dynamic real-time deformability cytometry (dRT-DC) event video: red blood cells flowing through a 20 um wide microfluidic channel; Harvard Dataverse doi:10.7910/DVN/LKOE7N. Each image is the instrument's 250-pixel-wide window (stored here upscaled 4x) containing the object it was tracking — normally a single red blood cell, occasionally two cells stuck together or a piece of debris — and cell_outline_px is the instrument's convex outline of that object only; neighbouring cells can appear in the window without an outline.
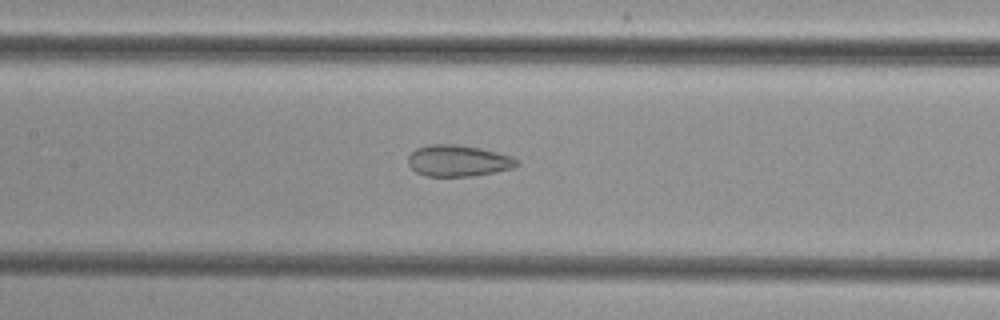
{"species": "common noctule bat (a hibernating species)", "species_latin": "Nyctalus noctula", "temperature_condition": "cold", "stored_images_in_passage": 44, "camera_frame_rate_fps": 3000, "um_per_image_px": 0.085, "animal": {"sex": "female", "body_mass_g": 29.2, "forearm_length_mm": 56.3}, "frame": {"image": 1, "passage_image": 17, "time_ms": 5.333, "image_size_px": [1000, 320], "cell_outline_px": [[520, 164], [512, 168], [472, 176], [424, 176], [416, 172], [408, 164], [408, 156], [416, 148], [428, 144], [456, 144], [480, 148], [512, 156]], "centroid_in_image_um": [38.91, 13.66], "position_along_channel_um": 168.5, "area_um2": 19.83}}
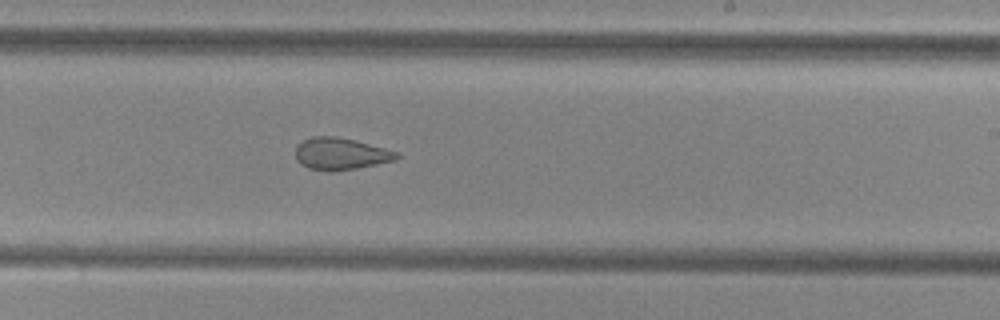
{"frame": {"image": 2, "passage_image": 24, "time_ms": 7.667, "image_size_px": [1000, 320], "cell_outline_px": [[400, 156], [396, 160], [356, 168], [332, 172], [308, 168], [300, 164], [296, 160], [296, 144], [312, 136], [336, 136], [400, 152]], "centroid_in_image_um": [28.93, 13.08], "position_along_channel_um": 260.1, "area_um2": 18.84}}
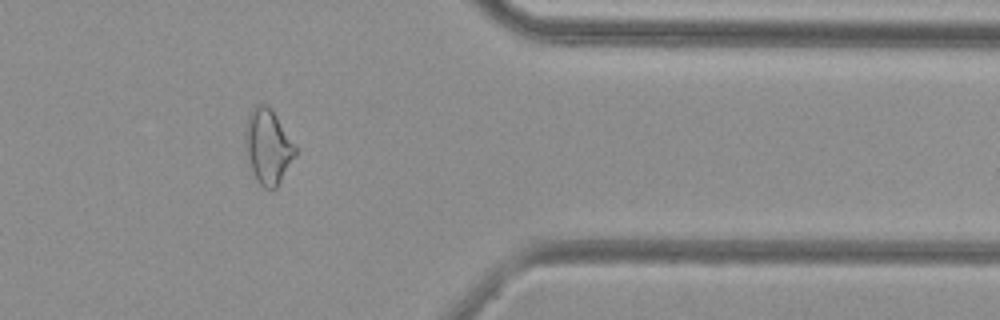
{"frame": {"image": 3, "passage_image": 35, "time_ms": 11.333, "image_size_px": [1000, 320], "cell_outline_px": [[296, 156], [276, 188], [264, 188], [256, 180], [248, 164], [244, 148], [244, 132], [248, 112], [256, 104], [268, 104], [272, 108], [296, 148]], "centroid_in_image_um": [22.73, 12.43], "position_along_channel_um": 388.7, "area_um2": 22.2}}